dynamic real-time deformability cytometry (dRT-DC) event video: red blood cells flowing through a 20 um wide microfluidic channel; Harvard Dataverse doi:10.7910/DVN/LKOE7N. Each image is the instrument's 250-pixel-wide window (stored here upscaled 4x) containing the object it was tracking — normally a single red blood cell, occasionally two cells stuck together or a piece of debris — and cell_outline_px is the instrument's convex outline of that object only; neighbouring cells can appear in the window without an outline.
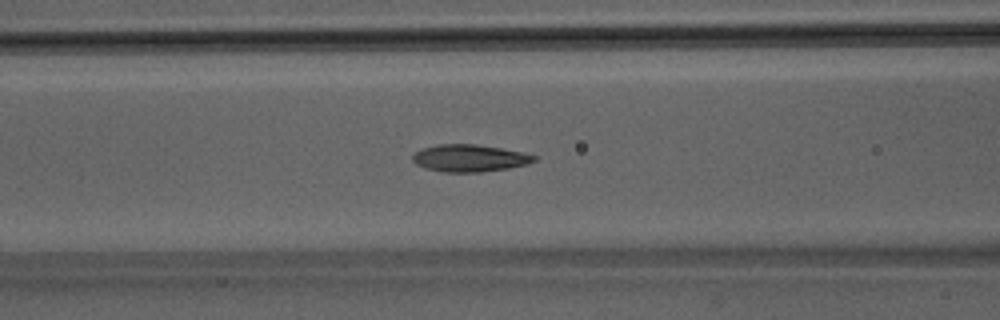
{"species": "Egyptian fruit bat (a non-hibernating species)", "species_latin": "Rousettus aegyptiacus", "temperature_condition": "room temperature", "stored_images_in_passage": 45, "camera_frame_rate_fps": 3000, "um_per_image_px": 0.085, "animal": {"sex": "male"}, "frame": {"image": 1, "passage_image": 15, "time_ms": 4.667, "image_size_px": [1000, 320], "cell_outline_px": [[536, 160], [528, 164], [508, 168], [480, 172], [444, 172], [424, 168], [416, 164], [412, 160], [412, 156], [416, 152], [424, 148], [436, 144], [476, 144], [500, 148], [520, 152], [536, 156]], "centroid_in_image_um": [39.88, 13.44], "position_along_channel_um": 126.7, "area_um2": 19.13}}
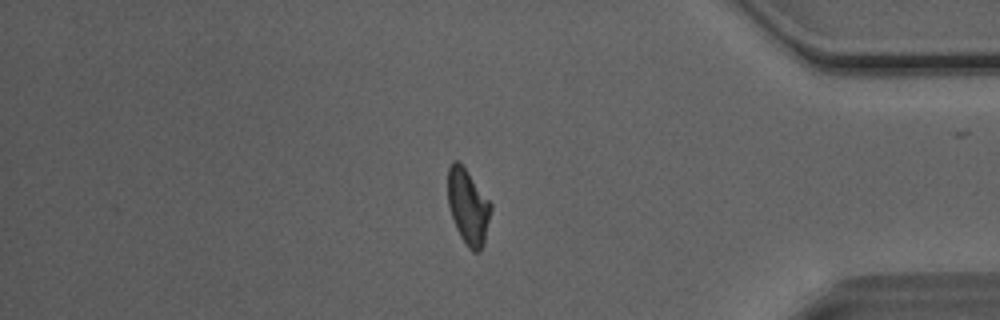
{"frame": {"image": 2, "passage_image": 37, "time_ms": 12.0, "image_size_px": [1000, 320], "cell_outline_px": [[492, 208], [484, 244], [480, 252], [472, 252], [468, 248], [460, 236], [456, 228], [448, 204], [448, 168], [452, 160], [460, 160], [492, 204]], "centroid_in_image_um": [39.79, 17.55], "position_along_channel_um": 395.4, "area_um2": 19.13}}
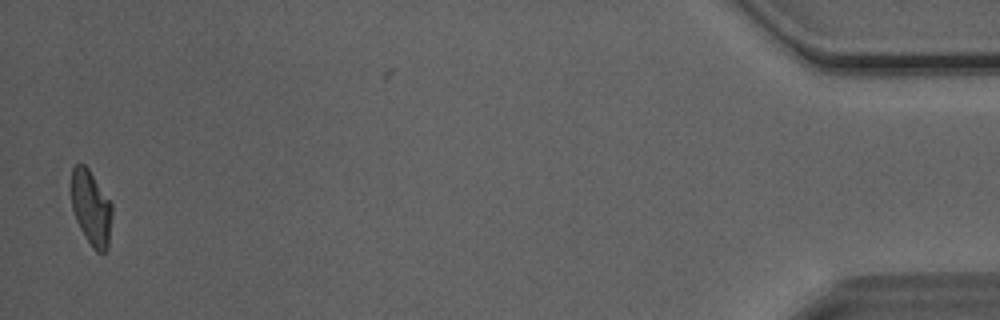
{"frame": {"image": 3, "passage_image": 44, "time_ms": 14.333, "image_size_px": [1000, 320], "cell_outline_px": [[112, 216], [108, 248], [104, 252], [96, 252], [92, 248], [84, 236], [76, 220], [72, 208], [72, 168], [76, 164], [84, 164], [88, 168], [112, 204]], "centroid_in_image_um": [7.76, 17.7], "position_along_channel_um": 427.4, "area_um2": 17.74}, "authors_computed_cell_mechanics": {"area_um2": 19.1318, "velocity_mm_per_s": 4.0573, "shape_relaxation_time_tau1_ms": 4.7805, "shape_relaxation_time_tau2_ms": 1.9109, "deformation_change_tau1": 0.1615, "deformation_change_tau2": 0.0909}}